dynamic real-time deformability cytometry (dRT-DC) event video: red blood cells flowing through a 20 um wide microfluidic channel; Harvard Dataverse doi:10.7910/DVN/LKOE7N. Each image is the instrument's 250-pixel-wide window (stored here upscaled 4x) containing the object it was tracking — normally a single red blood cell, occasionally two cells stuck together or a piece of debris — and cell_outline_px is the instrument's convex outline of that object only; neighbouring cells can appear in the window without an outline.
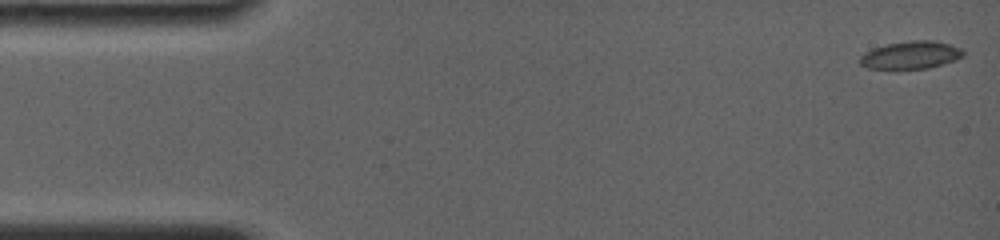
{"species": "common noctule bat (a hibernating species)", "species_latin": "Nyctalus noctula", "temperature_condition": "room temperature", "stored_images_in_passage": 55, "camera_frame_rate_fps": 4000, "um_per_image_px": 0.085, "animal": {"sex": "female", "body_mass_g": 19.0, "forearm_length_mm": 56.7}, "frame": {"image": 1, "passage_image": 1, "time_ms": 0.0, "image_size_px": [1000, 240], "cell_outline_px": [[964, 56], [956, 60], [928, 68], [896, 72], [868, 68], [860, 64], [860, 56], [876, 48], [888, 44], [912, 40], [932, 40], [948, 44], [960, 48], [964, 52]], "centroid_in_image_um": [77.41, 4.74], "position_along_channel_um": 7.6, "area_um2": 17.11}}
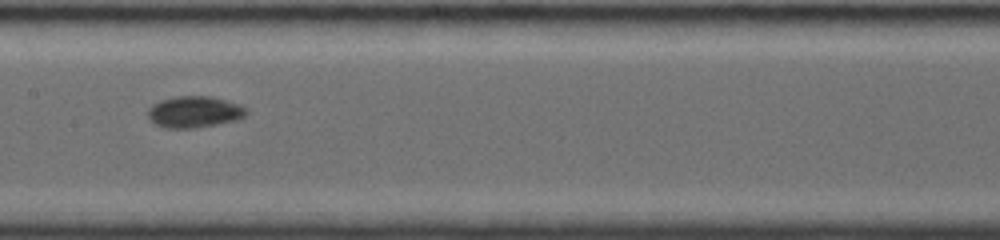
{"frame": {"image": 2, "passage_image": 25, "time_ms": 8.0, "image_size_px": [1000, 240], "cell_outline_px": [[248, 112], [244, 116], [236, 120], [216, 124], [192, 128], [164, 128], [148, 120], [148, 108], [152, 104], [160, 100], [176, 96], [212, 96], [240, 104], [248, 108]], "centroid_in_image_um": [16.51, 9.5], "position_along_channel_um": 190.9, "area_um2": 18.21}}
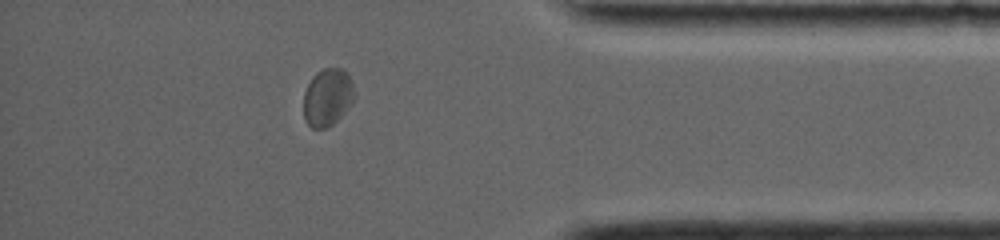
{"frame": {"image": 3, "passage_image": 47, "time_ms": 14.0, "image_size_px": [1000, 240], "cell_outline_px": [[356, 96], [352, 104], [328, 128], [312, 128], [308, 124], [304, 116], [304, 92], [312, 76], [316, 72], [324, 68], [340, 68], [348, 76], [352, 84]], "centroid_in_image_um": [27.84, 8.27], "position_along_channel_um": 407.4, "area_um2": 16.94}, "authors_computed_cell_mechanics": {"area_um2": 16.9354, "velocity_mm_per_s": 3.8258, "shape_relaxation_time_tau1_ms": 2.8078, "shape_relaxation_time_tau2_ms": 2.3626, "deformation_change_tau1": 0.0902, "deformation_change_tau2": 0.0463}}